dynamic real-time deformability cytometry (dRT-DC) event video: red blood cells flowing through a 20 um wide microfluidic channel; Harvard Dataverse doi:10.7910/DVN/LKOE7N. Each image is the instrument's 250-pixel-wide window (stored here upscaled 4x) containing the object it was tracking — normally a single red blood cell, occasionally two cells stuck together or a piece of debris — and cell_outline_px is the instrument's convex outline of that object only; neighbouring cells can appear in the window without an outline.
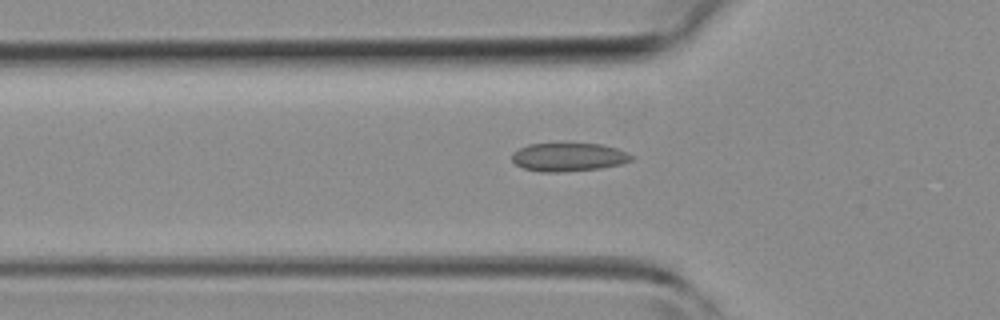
{"species": "common noctule bat (a hibernating species)", "species_latin": "Nyctalus noctula", "temperature_condition": "room temperature", "stored_images_in_passage": 37, "camera_frame_rate_fps": 3000, "um_per_image_px": 0.085, "animal": {"sex": "female", "body_mass_g": 19.3, "forearm_length_mm": 54.1}, "frame": {"image": 1, "passage_image": 14, "time_ms": 4.333, "image_size_px": [1000, 320], "cell_outline_px": [[636, 156], [632, 160], [620, 164], [600, 168], [560, 172], [540, 172], [524, 168], [516, 164], [512, 160], [512, 152], [528, 144], [600, 144], [616, 148], [628, 152]], "centroid_in_image_um": [48.34, 13.35], "position_along_channel_um": 77.5, "area_um2": 19.71}}
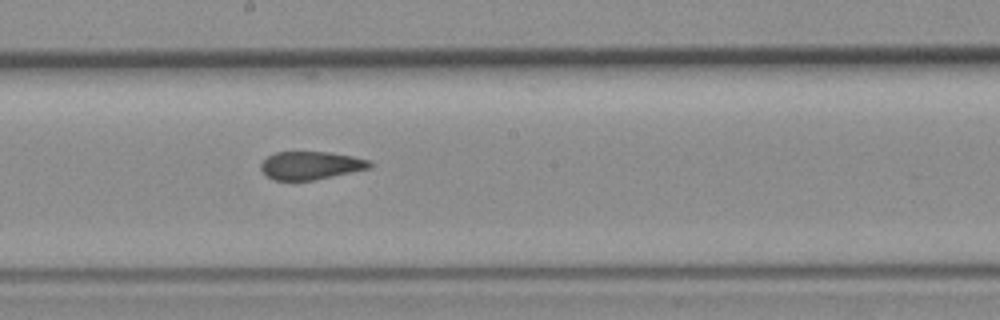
{"frame": {"image": 2, "passage_image": 23, "time_ms": 7.333, "image_size_px": [1000, 320], "cell_outline_px": [[372, 168], [312, 180], [276, 180], [268, 176], [260, 168], [260, 164], [268, 156], [276, 152], [328, 152], [352, 156], [372, 160]], "centroid_in_image_um": [26.45, 14.05], "position_along_channel_um": 221.7, "area_um2": 17.69}}
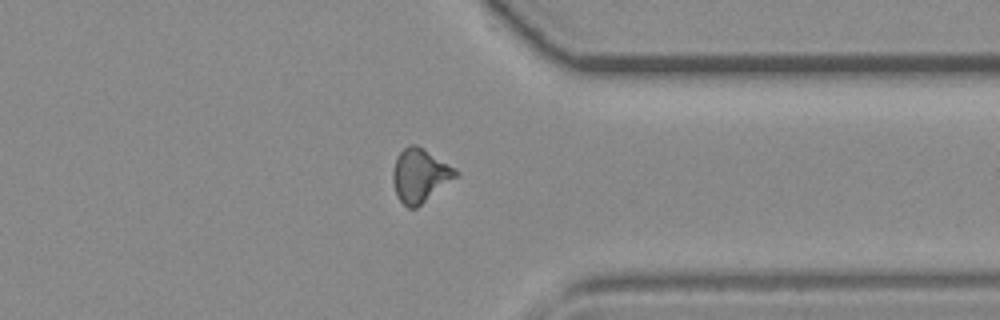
{"frame": {"image": 3, "passage_image": 33, "time_ms": 10.667, "image_size_px": [1000, 320], "cell_outline_px": [[460, 176], [416, 208], [408, 208], [400, 200], [396, 192], [392, 180], [392, 172], [396, 156], [404, 148], [412, 144], [416, 144], [424, 148], [456, 168], [460, 172]], "centroid_in_image_um": [35.74, 14.9], "position_along_channel_um": 375.7, "area_um2": 19.88}}